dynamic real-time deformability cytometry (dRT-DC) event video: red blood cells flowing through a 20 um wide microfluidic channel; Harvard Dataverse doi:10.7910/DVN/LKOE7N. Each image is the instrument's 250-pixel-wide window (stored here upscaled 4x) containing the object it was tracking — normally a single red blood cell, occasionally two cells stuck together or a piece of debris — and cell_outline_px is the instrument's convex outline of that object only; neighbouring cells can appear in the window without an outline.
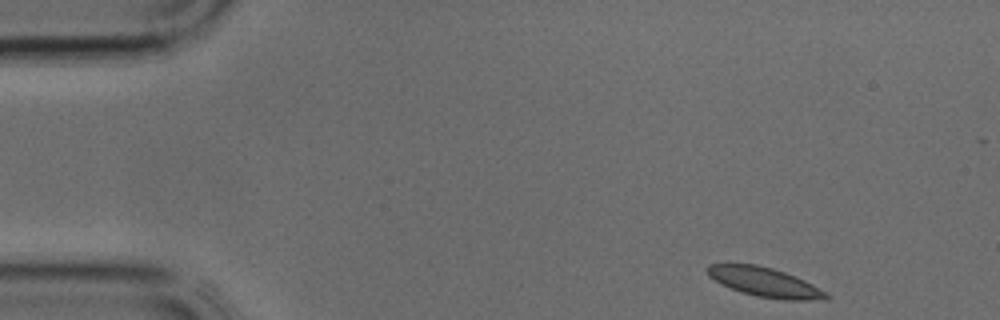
{"species": "common noctule bat (a hibernating species)", "species_latin": "Nyctalus noctula", "temperature_condition": "cold", "stored_images_in_passage": 35, "camera_frame_rate_fps": 3000, "um_per_image_px": 0.085, "animal": {"sex": "male", "body_mass_g": 17.9, "forearm_length_mm": 54.2}, "frame": {"image": 1, "passage_image": 1, "time_ms": 0.0, "image_size_px": [1000, 320], "cell_outline_px": [[832, 296], [828, 300], [784, 300], [756, 296], [720, 284], [708, 276], [704, 268], [708, 264], [756, 264], [772, 268], [784, 272], [804, 280], [828, 292]], "centroid_in_image_um": [65.03, 23.99], "position_along_channel_um": 20.0, "area_um2": 20.46}}
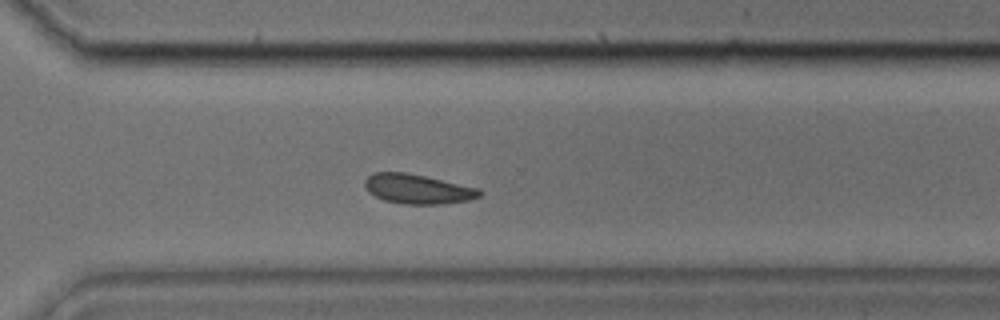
{"frame": {"image": 2, "passage_image": 24, "time_ms": 7.667, "image_size_px": [1000, 320], "cell_outline_px": [[484, 192], [480, 196], [468, 200], [444, 204], [404, 204], [384, 200], [368, 192], [364, 184], [364, 180], [372, 172], [404, 172], [424, 176], [480, 188]], "centroid_in_image_um": [35.51, 16.06], "position_along_channel_um": 335.1, "area_um2": 19.83}}
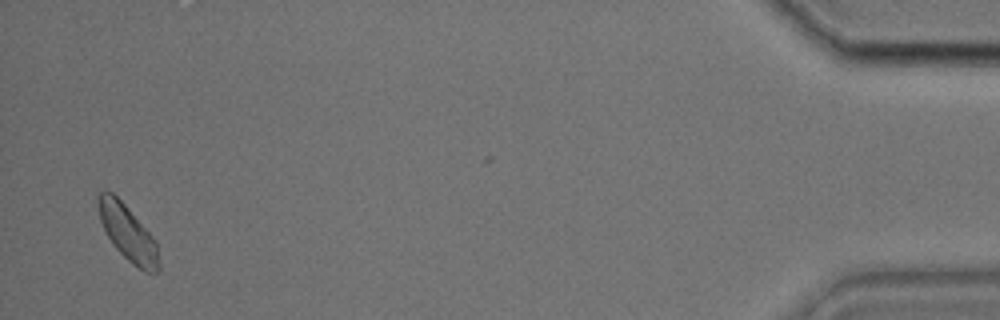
{"frame": {"image": 3, "passage_image": 34, "time_ms": 11.0, "image_size_px": [1000, 320], "cell_outline_px": [[160, 272], [144, 272], [132, 264], [112, 244], [100, 220], [96, 200], [96, 196], [104, 188], [112, 192], [124, 204], [156, 240], [160, 264]], "centroid_in_image_um": [10.86, 19.79], "position_along_channel_um": 424.3, "area_um2": 19.71}}